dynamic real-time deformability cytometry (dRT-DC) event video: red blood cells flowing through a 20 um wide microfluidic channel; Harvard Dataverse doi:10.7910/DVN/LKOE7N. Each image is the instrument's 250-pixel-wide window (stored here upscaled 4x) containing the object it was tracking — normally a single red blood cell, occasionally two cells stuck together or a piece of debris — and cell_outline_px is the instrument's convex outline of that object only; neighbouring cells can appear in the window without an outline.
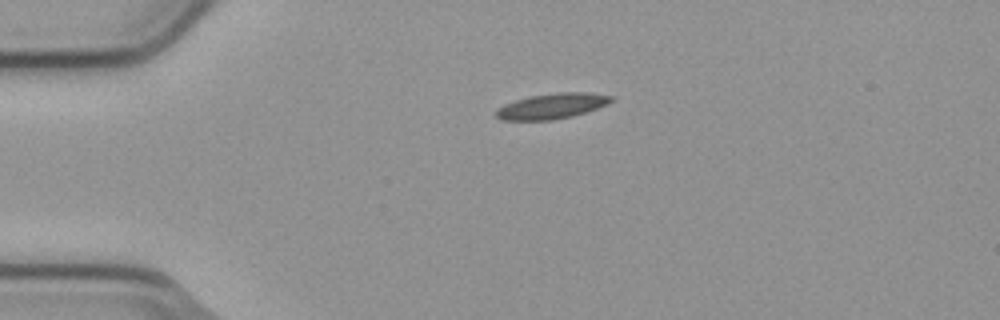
{"species": "common noctule bat (a hibernating species)", "species_latin": "Nyctalus noctula", "temperature_condition": "cold", "stored_images_in_passage": 2, "camera_frame_rate_fps": 3000, "um_per_image_px": 0.085, "animal": {"sex": "male", "body_mass_g": 23.1, "forearm_length_mm": 52.7}, "frame": {"image": 1, "passage_image": 1, "time_ms": 0.0, "image_size_px": [1000, 320], "cell_outline_px": [[616, 100], [608, 104], [572, 116], [552, 120], [500, 120], [496, 116], [496, 108], [504, 104], [528, 96], [556, 92], [588, 92], [616, 96]], "centroid_in_image_um": [46.94, 9.0], "position_along_channel_um": 38.1, "area_um2": 17.28}}